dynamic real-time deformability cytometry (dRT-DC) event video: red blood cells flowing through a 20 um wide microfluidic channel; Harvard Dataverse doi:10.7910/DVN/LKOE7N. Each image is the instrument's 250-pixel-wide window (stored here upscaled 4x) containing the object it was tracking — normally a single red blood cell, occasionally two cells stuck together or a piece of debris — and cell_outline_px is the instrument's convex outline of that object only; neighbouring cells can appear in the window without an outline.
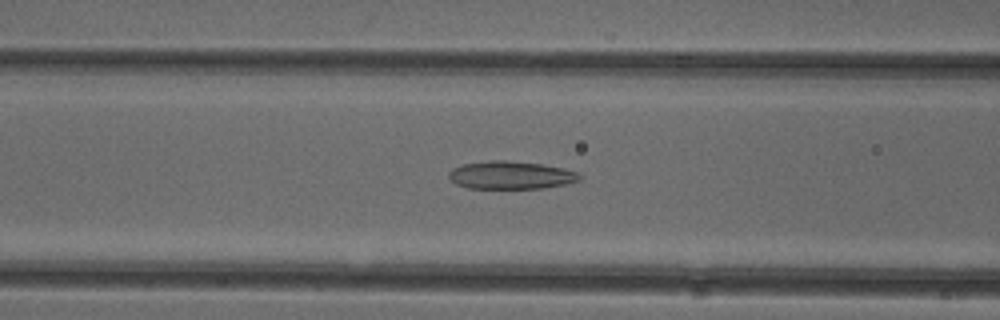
{"species": "common noctule bat (a hibernating species)", "species_latin": "Nyctalus noctula", "temperature_condition": "cold", "stored_images_in_passage": 41, "camera_frame_rate_fps": 3000, "um_per_image_px": 0.085, "animal": {"sex": "female"}, "frame": {"image": 1, "passage_image": 10, "time_ms": 3.0, "image_size_px": [1000, 320], "cell_outline_px": [[580, 180], [568, 184], [544, 188], [468, 188], [456, 184], [448, 176], [448, 172], [452, 168], [464, 164], [488, 160], [508, 160], [544, 164], [564, 168], [580, 172]], "centroid_in_image_um": [43.46, 14.88], "position_along_channel_um": 123.1, "area_um2": 21.5}}
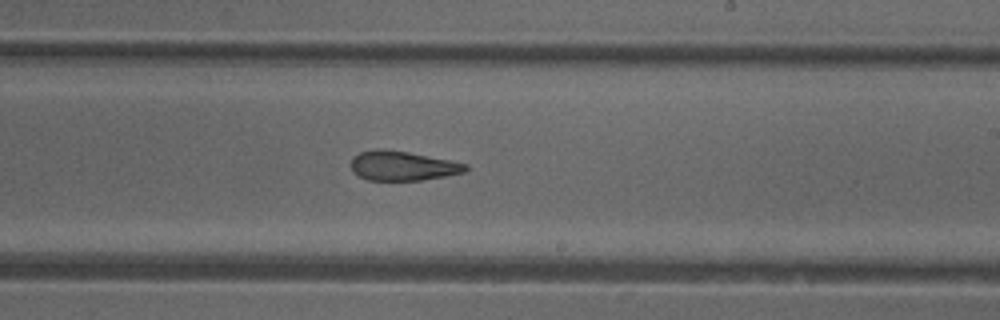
{"frame": {"image": 2, "passage_image": 20, "time_ms": 6.333, "image_size_px": [1000, 320], "cell_outline_px": [[468, 168], [464, 172], [444, 176], [420, 180], [368, 180], [352, 172], [352, 156], [360, 152], [376, 148], [384, 148], [408, 152], [468, 164]], "centroid_in_image_um": [34.18, 14.08], "position_along_channel_um": 254.8, "area_um2": 19.59}}
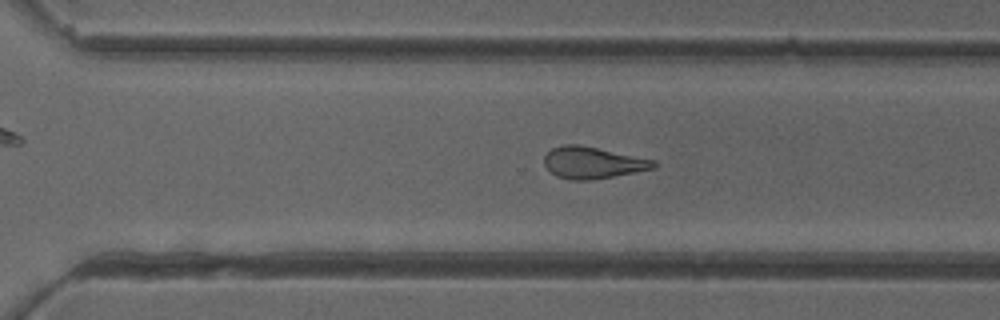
{"frame": {"image": 3, "passage_image": 25, "time_ms": 8.0, "image_size_px": [1000, 320], "cell_outline_px": [[656, 168], [612, 176], [588, 180], [572, 180], [556, 176], [544, 164], [544, 156], [552, 148], [564, 144], [580, 144], [656, 160]], "centroid_in_image_um": [50.38, 13.81], "position_along_channel_um": 320.2, "area_um2": 20.11}, "authors_computed_cell_mechanics": {"area_um2": 21.3282, "velocity_mm_per_s": 3.9483, "shape_relaxation_time_tau1_ms": null, "shape_relaxation_time_tau2_ms": 2.4045, "deformation_change_tau1": null, "deformation_change_tau2": 0.0903}}